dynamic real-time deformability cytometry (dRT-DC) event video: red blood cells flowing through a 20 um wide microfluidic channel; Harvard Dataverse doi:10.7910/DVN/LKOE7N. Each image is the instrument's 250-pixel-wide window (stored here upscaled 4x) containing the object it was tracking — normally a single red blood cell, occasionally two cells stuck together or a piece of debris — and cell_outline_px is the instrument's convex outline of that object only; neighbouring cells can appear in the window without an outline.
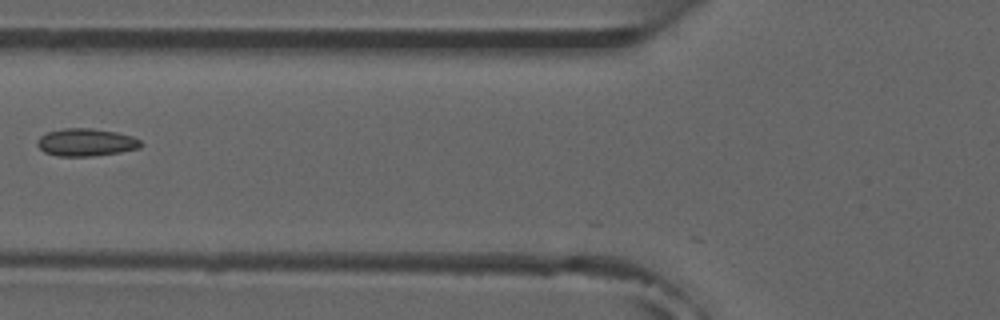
{"species": "common noctule bat (a hibernating species)", "species_latin": "Nyctalus noctula", "temperature_condition": "room temperature", "stored_images_in_passage": 6, "camera_frame_rate_fps": 3000, "um_per_image_px": 0.085, "animal": {"sex": "male", "forearm_length_mm": 52.5}, "frame": {"image": 1, "passage_image": 6, "time_ms": 6.0, "image_size_px": [1000, 320], "cell_outline_px": [[144, 144], [140, 148], [120, 152], [92, 156], [56, 156], [44, 152], [36, 144], [36, 140], [40, 136], [48, 132], [64, 128], [92, 128], [116, 132], [132, 136], [140, 140]], "centroid_in_image_um": [7.31, 12.1], "position_along_channel_um": 118.5, "area_um2": 16.76}}